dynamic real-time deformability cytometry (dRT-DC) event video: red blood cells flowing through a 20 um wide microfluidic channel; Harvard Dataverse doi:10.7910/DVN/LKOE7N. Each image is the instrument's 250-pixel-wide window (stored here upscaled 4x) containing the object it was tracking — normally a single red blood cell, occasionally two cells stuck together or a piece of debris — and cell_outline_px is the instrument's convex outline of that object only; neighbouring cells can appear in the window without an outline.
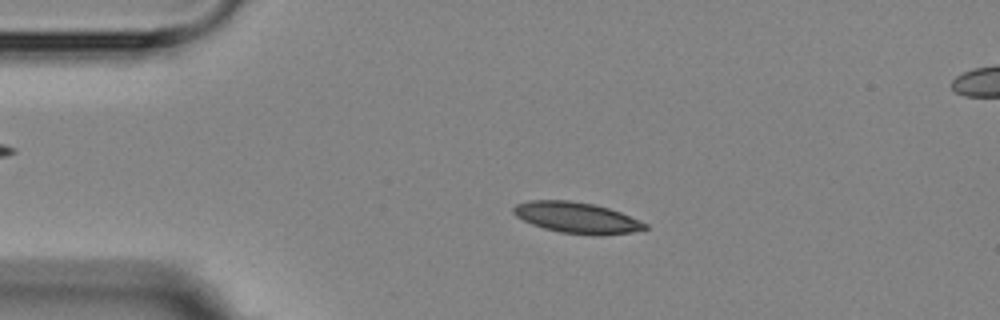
{"species": "Egyptian fruit bat (a non-hibernating species)", "species_latin": "Rousettus aegyptiacus", "temperature_condition": "room temperature", "stored_images_in_passage": 5, "camera_frame_rate_fps": 3000, "um_per_image_px": 0.085, "animal": {"sex": "female"}, "frame": {"image": 1, "passage_image": 3, "time_ms": 2.333, "image_size_px": [1000, 320], "cell_outline_px": [[648, 228], [632, 232], [560, 232], [544, 228], [532, 224], [516, 216], [512, 212], [512, 208], [516, 204], [528, 200], [568, 200], [596, 204], [620, 212], [648, 224]], "centroid_in_image_um": [48.94, 18.44], "position_along_channel_um": 36.1, "area_um2": 22.77}}